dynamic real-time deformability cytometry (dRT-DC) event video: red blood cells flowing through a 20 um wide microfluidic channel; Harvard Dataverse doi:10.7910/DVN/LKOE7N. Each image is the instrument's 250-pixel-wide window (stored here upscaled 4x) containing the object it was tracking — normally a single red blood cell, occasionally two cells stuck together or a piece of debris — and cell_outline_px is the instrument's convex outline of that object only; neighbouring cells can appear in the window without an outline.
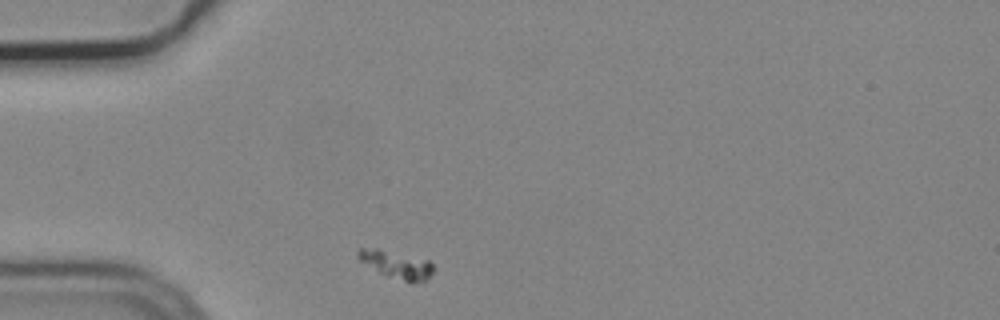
{"species": "common noctule bat (a hibernating species)", "species_latin": "Nyctalus noctula", "temperature_condition": "cold", "stored_images_in_passage": 31, "camera_frame_rate_fps": 3000, "um_per_image_px": 0.085, "animal": {"sex": "male", "body_mass_g": 19.2, "forearm_length_mm": 51.8}, "frame": {"image": 1, "passage_image": 1, "time_ms": 0.0, "image_size_px": [1000, 320], "cell_outline_px": [[432, 272], [428, 280], [412, 284], [384, 276], [360, 260], [356, 256], [356, 252], [360, 248], [380, 248], [428, 260], [432, 264]], "centroid_in_image_um": [33.69, 22.51], "position_along_channel_um": 51.3, "area_um2": 12.43}}
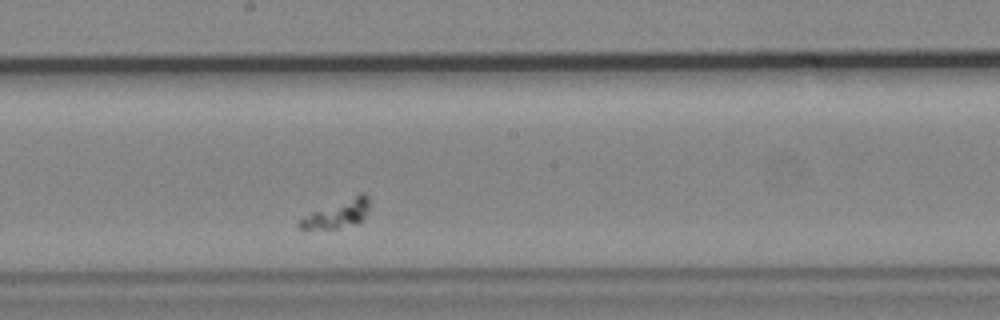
{"frame": {"image": 2, "passage_image": 17, "time_ms": 5.333, "image_size_px": [1000, 320], "cell_outline_px": [[368, 212], [356, 224], [336, 228], [300, 228], [296, 224], [296, 220], [300, 216], [360, 192], [364, 192], [368, 196]], "centroid_in_image_um": [28.63, 18.15], "position_along_channel_um": 219.6, "area_um2": 11.5}}
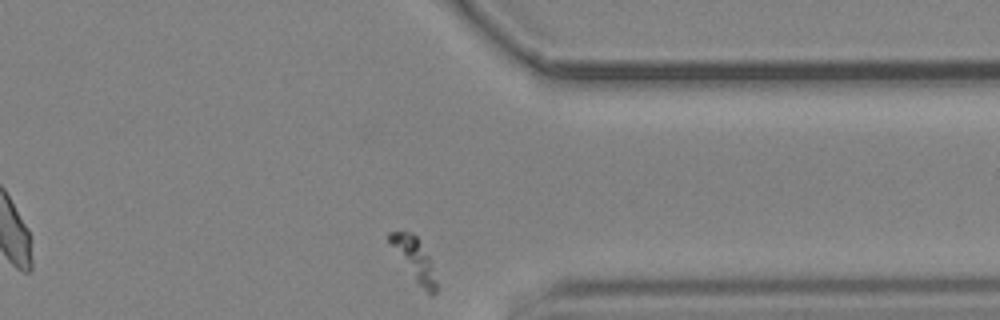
{"frame": {"image": 3, "passage_image": 31, "time_ms": 10.0, "image_size_px": [1000, 320], "cell_outline_px": [[440, 288], [432, 296], [416, 280], [388, 240], [388, 232], [412, 232], [416, 236], [428, 256]], "centroid_in_image_um": [35.27, 22.04], "position_along_channel_um": 376.1, "area_um2": 10.87}}